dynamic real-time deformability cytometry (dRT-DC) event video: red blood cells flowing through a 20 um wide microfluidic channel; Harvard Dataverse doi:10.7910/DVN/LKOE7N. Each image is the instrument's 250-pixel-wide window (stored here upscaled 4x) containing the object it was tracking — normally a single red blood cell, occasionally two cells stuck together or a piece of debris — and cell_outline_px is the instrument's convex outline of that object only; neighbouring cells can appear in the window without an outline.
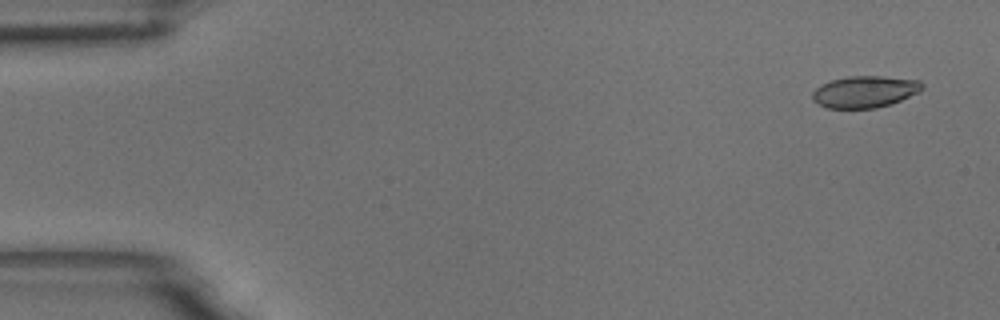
{"species": "common noctule bat (a hibernating species)", "species_latin": "Nyctalus noctula", "temperature_condition": "room temperature", "stored_images_in_passage": 5, "camera_frame_rate_fps": 3000, "um_per_image_px": 0.085, "animal": {"sex": "male", "body_mass_g": 18.8}, "frame": {"image": 1, "passage_image": 1, "time_ms": 0.0, "image_size_px": [1000, 320], "cell_outline_px": [[924, 88], [920, 92], [892, 104], [876, 108], [828, 108], [812, 100], [812, 92], [820, 84], [832, 80], [848, 76], [884, 76], [920, 80], [924, 84]], "centroid_in_image_um": [73.55, 7.79], "position_along_channel_um": 11.5, "area_um2": 20.52}}
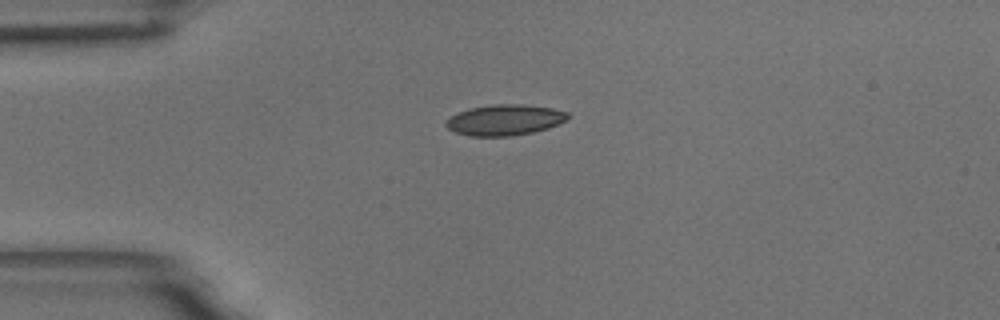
{"frame": {"image": 2, "passage_image": 4, "time_ms": 1.0, "image_size_px": [1000, 320], "cell_outline_px": [[572, 116], [548, 128], [532, 132], [512, 136], [472, 136], [456, 132], [448, 128], [444, 124], [452, 116], [460, 112], [472, 108], [492, 104], [524, 104], [552, 108], [568, 112]], "centroid_in_image_um": [42.94, 10.19], "position_along_channel_um": 42.1, "area_um2": 21.62}}